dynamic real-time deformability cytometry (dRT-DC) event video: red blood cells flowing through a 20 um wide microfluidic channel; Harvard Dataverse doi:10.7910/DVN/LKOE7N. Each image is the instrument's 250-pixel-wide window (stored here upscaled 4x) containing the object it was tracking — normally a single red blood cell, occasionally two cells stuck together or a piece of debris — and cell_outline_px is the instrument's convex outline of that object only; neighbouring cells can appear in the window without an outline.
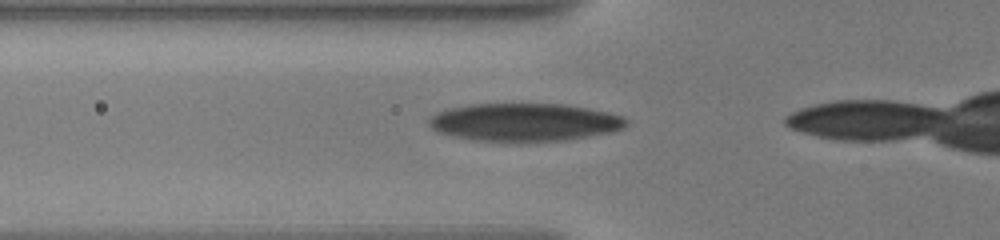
{"species": "human", "species_latin": "Homo sapiens", "temperature_condition": "warm", "stored_images_in_passage": 11, "camera_frame_rate_fps": 3000, "um_per_image_px": 0.085, "donor": {"sex": "male"}, "frame": {"image": 1, "passage_image": 8, "time_ms": 4.333, "image_size_px": [1000, 240], "cell_outline_px": [[628, 124], [624, 128], [612, 132], [564, 140], [472, 140], [452, 136], [436, 132], [428, 124], [428, 116], [436, 112], [448, 108], [468, 104], [564, 104], [588, 108], [608, 112], [624, 116], [628, 120]], "centroid_in_image_um": [44.56, 10.37], "position_along_channel_um": 81.2, "area_um2": 43.52}}
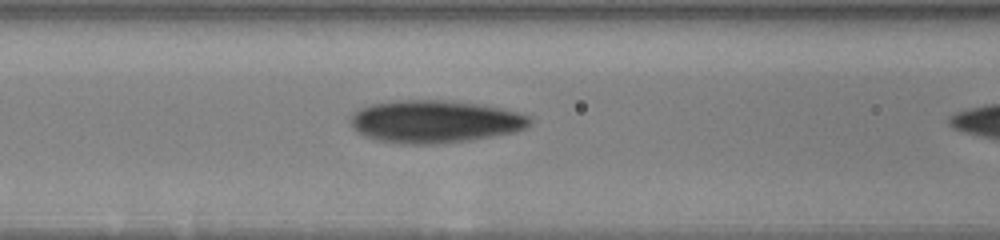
{"frame": {"image": 2, "passage_image": 10, "time_ms": 5.667, "image_size_px": [1000, 240], "cell_outline_px": [[532, 120], [524, 128], [516, 132], [472, 140], [436, 144], [400, 144], [376, 140], [364, 136], [356, 132], [352, 128], [348, 120], [352, 112], [360, 108], [372, 104], [396, 100], [448, 100], [484, 104], [504, 108], [532, 116]], "centroid_in_image_um": [36.95, 10.33], "position_along_channel_um": 129.7, "area_um2": 45.32}}